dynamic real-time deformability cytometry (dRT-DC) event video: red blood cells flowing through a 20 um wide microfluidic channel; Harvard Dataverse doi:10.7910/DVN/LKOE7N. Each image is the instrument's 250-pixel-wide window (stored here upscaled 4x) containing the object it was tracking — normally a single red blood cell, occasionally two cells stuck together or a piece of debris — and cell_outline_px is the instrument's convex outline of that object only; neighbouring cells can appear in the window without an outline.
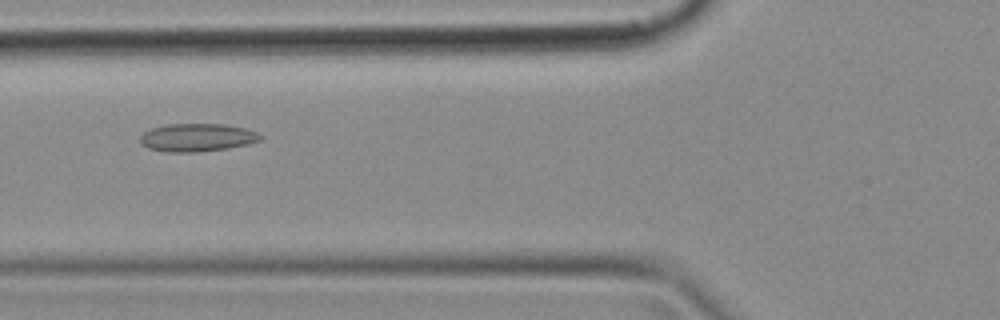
{"species": "common noctule bat (a hibernating species)", "species_latin": "Nyctalus noctula", "temperature_condition": "cold", "stored_images_in_passage": 41, "camera_frame_rate_fps": 3000, "um_per_image_px": 0.085, "animal": {"sex": "female", "body_mass_g": 18.4}, "frame": {"image": 1, "passage_image": 10, "time_ms": 3.0, "image_size_px": [1000, 320], "cell_outline_px": [[264, 136], [260, 140], [248, 144], [228, 148], [196, 152], [164, 152], [148, 148], [140, 140], [140, 136], [144, 132], [152, 128], [164, 124], [224, 124], [244, 128], [256, 132]], "centroid_in_image_um": [16.76, 11.69], "position_along_channel_um": 109.0, "area_um2": 19.59}}
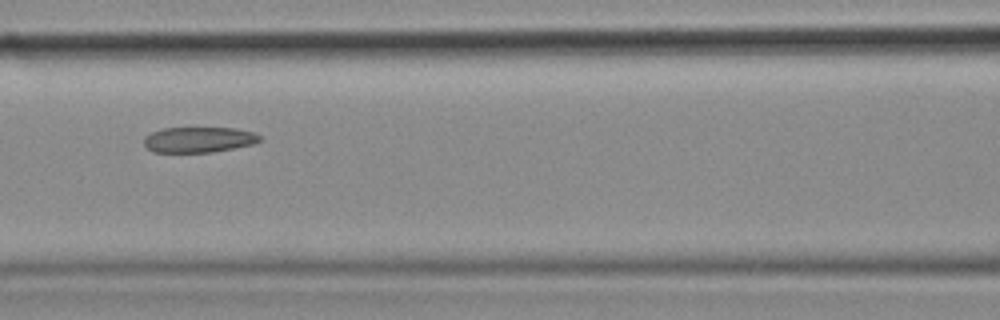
{"frame": {"image": 2, "passage_image": 13, "time_ms": 4.0, "image_size_px": [1000, 320], "cell_outline_px": [[264, 140], [252, 144], [212, 152], [152, 152], [144, 144], [144, 136], [152, 132], [164, 128], [236, 128], [252, 132], [260, 136]], "centroid_in_image_um": [16.89, 11.87], "position_along_channel_um": 149.7, "area_um2": 17.17}}
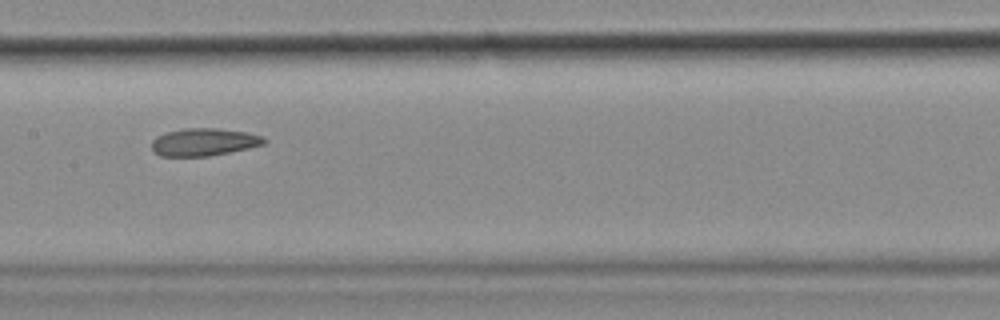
{"frame": {"image": 3, "passage_image": 16, "time_ms": 5.0, "image_size_px": [1000, 320], "cell_outline_px": [[268, 140], [264, 144], [248, 148], [208, 156], [160, 156], [152, 148], [152, 140], [156, 136], [168, 132], [184, 128], [220, 128], [248, 132], [264, 136]], "centroid_in_image_um": [17.37, 12.06], "position_along_channel_um": 190.0, "area_um2": 18.09}}